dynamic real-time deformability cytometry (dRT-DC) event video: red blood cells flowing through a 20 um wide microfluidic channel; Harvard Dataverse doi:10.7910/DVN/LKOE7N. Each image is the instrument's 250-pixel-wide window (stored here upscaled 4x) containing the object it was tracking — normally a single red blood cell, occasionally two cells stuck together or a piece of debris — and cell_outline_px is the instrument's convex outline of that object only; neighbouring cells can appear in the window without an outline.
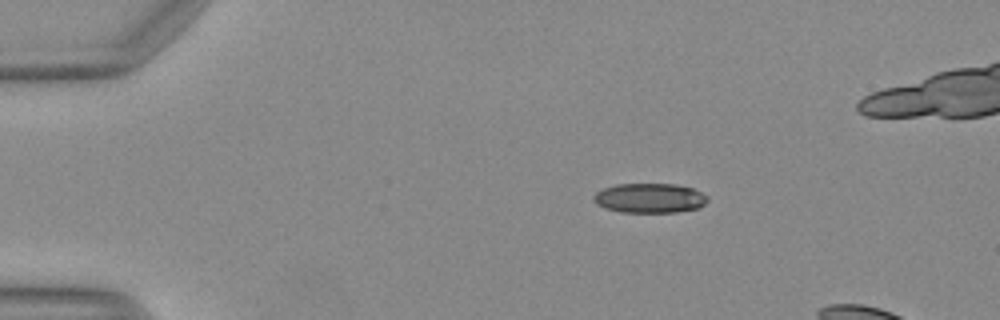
{"species": "Egyptian fruit bat (a non-hibernating species)", "species_latin": "Rousettus aegyptiacus", "temperature_condition": "warm", "stored_images_in_passage": 7, "camera_frame_rate_fps": 3000, "um_per_image_px": 0.085, "animal": {"sex": "female"}, "frame": {"image": 1, "passage_image": 1, "time_ms": 0.0, "image_size_px": [1000, 320], "cell_outline_px": [[708, 200], [700, 208], [676, 212], [620, 212], [596, 204], [592, 196], [596, 192], [604, 188], [616, 184], [672, 184], [692, 188], [708, 196]], "centroid_in_image_um": [55.23, 16.84], "position_along_channel_um": 29.8, "area_um2": 19.59}}